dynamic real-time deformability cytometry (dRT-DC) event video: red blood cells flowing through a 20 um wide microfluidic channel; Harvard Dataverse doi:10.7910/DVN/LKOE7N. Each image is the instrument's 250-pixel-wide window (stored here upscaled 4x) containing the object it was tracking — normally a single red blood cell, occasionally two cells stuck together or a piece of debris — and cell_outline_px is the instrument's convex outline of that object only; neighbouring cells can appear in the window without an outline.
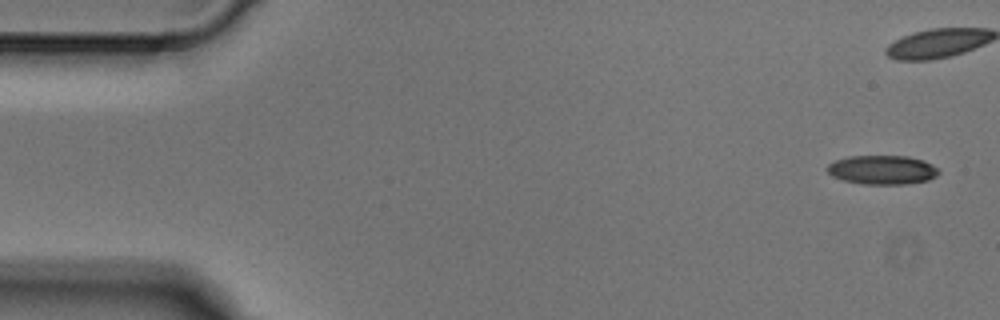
{"species": "Egyptian fruit bat (a non-hibernating species)", "species_latin": "Rousettus aegyptiacus", "temperature_condition": "cold", "stored_images_in_passage": 3, "camera_frame_rate_fps": 3000, "um_per_image_px": 0.085, "animal": {"sex": "male"}, "frame": {"image": 1, "passage_image": 1, "time_ms": 0.0, "image_size_px": [1000, 320], "cell_outline_px": [[940, 172], [936, 176], [928, 180], [904, 184], [860, 184], [844, 180], [832, 176], [828, 172], [828, 164], [836, 160], [848, 156], [908, 156], [924, 160], [932, 164]], "centroid_in_image_um": [75.0, 14.43], "position_along_channel_um": 10.0, "area_um2": 18.84}}